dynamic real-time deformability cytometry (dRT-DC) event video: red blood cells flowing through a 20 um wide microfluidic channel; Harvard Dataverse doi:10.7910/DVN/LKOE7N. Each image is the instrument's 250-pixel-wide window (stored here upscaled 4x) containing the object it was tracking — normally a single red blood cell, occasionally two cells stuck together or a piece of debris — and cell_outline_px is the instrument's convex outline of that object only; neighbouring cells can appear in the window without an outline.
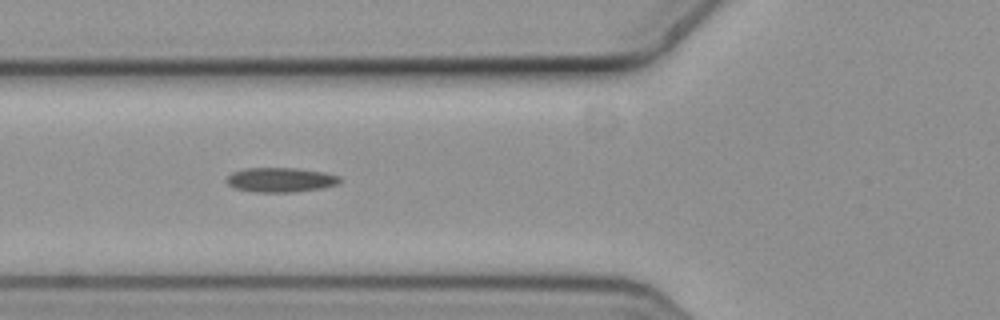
{"species": "common noctule bat (a hibernating species)", "species_latin": "Nyctalus noctula", "temperature_condition": "cold", "stored_images_in_passage": 3, "camera_frame_rate_fps": 3000, "um_per_image_px": 0.085, "animal": {"sex": "female", "body_mass_g": 19.3, "forearm_length_mm": 54.1}, "frame": {"image": 1, "passage_image": 3, "time_ms": 0.667, "image_size_px": [1000, 320], "cell_outline_px": [[340, 184], [324, 188], [292, 192], [256, 192], [236, 188], [228, 184], [224, 180], [232, 172], [244, 168], [296, 168], [324, 172], [340, 176]], "centroid_in_image_um": [23.87, 15.28], "position_along_channel_um": 101.9, "area_um2": 16.3}}